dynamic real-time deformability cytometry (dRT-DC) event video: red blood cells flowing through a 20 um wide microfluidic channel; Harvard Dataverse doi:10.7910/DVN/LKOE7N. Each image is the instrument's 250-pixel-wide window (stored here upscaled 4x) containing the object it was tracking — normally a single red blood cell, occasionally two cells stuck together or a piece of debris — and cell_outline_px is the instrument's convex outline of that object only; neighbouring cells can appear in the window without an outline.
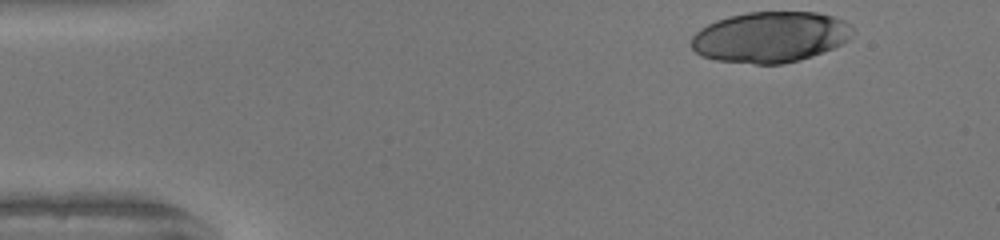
{"species": "human", "species_latin": "Homo sapiens", "temperature_condition": "warm", "stored_images_in_passage": 36, "camera_frame_rate_fps": 3000, "um_per_image_px": 0.085, "donor": {"sex": "female"}, "frame": {"image": 1, "passage_image": 1, "time_ms": 0.0, "image_size_px": [1000, 240], "cell_outline_px": [[852, 28], [848, 40], [832, 48], [812, 56], [800, 60], [784, 64], [756, 64], [716, 60], [700, 56], [692, 48], [692, 36], [700, 28], [716, 20], [728, 16], [748, 12], [816, 12], [832, 16], [844, 20]], "centroid_in_image_um": [65.44, 3.15], "position_along_channel_um": 19.6, "area_um2": 47.69}}
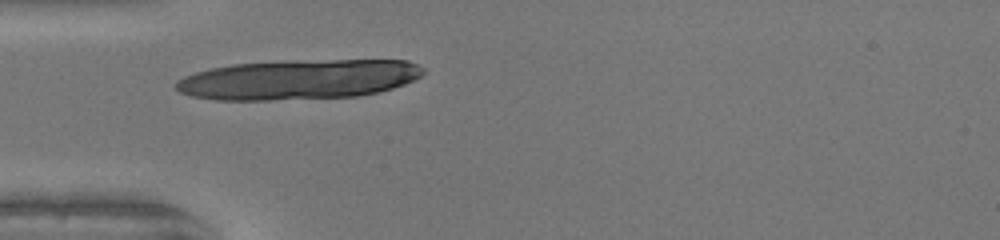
{"frame": {"image": 2, "passage_image": 11, "time_ms": 3.333, "image_size_px": [1000, 240], "cell_outline_px": [[424, 72], [416, 80], [380, 92], [360, 96], [268, 100], [216, 100], [192, 96], [180, 92], [176, 88], [176, 80], [184, 76], [196, 72], [212, 68], [232, 64], [288, 60], [408, 60], [424, 68]], "centroid_in_image_um": [25.38, 6.75], "position_along_channel_um": 59.6, "area_um2": 57.74}}